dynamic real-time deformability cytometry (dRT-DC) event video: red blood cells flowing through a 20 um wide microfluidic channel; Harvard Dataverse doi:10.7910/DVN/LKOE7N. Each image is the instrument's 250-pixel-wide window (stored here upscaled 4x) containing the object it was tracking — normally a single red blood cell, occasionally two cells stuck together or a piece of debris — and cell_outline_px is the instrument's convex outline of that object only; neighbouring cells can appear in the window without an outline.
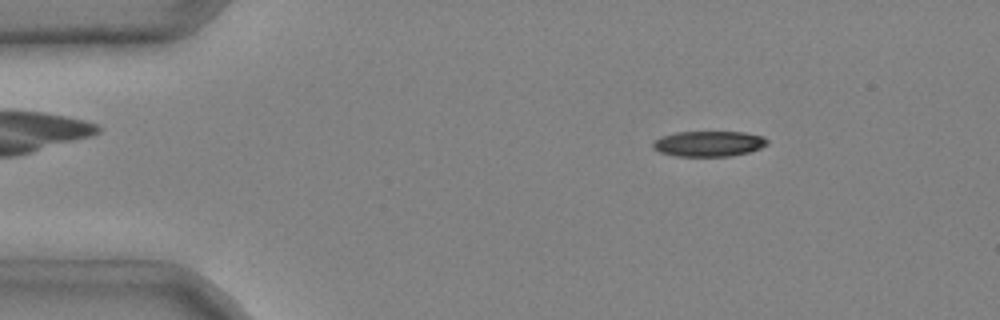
{"species": "common noctule bat (a hibernating species)", "species_latin": "Nyctalus noctula", "temperature_condition": "cold", "stored_images_in_passage": 5, "camera_frame_rate_fps": 3000, "um_per_image_px": 0.085, "animal": {"sex": "male", "body_mass_g": 20.4}, "frame": {"image": 1, "passage_image": 1, "time_ms": 0.0, "image_size_px": [1000, 320], "cell_outline_px": [[768, 144], [760, 148], [748, 152], [728, 156], [676, 156], [660, 152], [652, 148], [652, 144], [660, 136], [676, 132], [744, 132], [764, 136], [768, 140]], "centroid_in_image_um": [60.24, 12.21], "position_along_channel_um": 24.8, "area_um2": 16.99}}
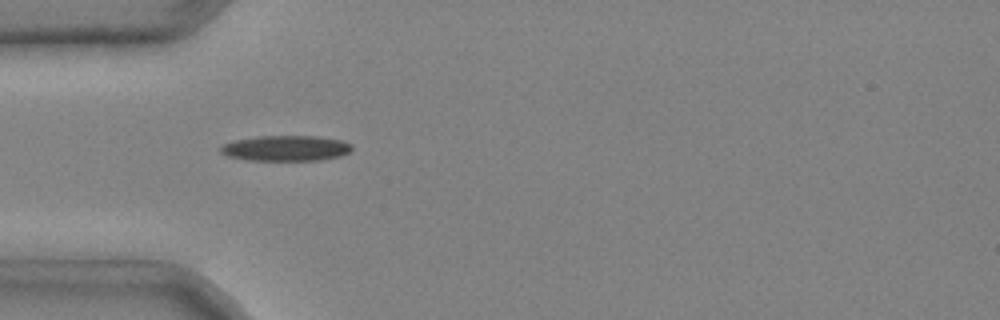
{"frame": {"image": 2, "passage_image": 3, "time_ms": 0.667, "image_size_px": [1000, 320], "cell_outline_px": [[352, 148], [348, 152], [340, 156], [320, 160], [244, 160], [228, 156], [220, 152], [220, 148], [224, 144], [232, 140], [256, 136], [320, 136], [340, 140], [352, 144]], "centroid_in_image_um": [24.27, 12.59], "position_along_channel_um": 60.7, "area_um2": 19.59}}
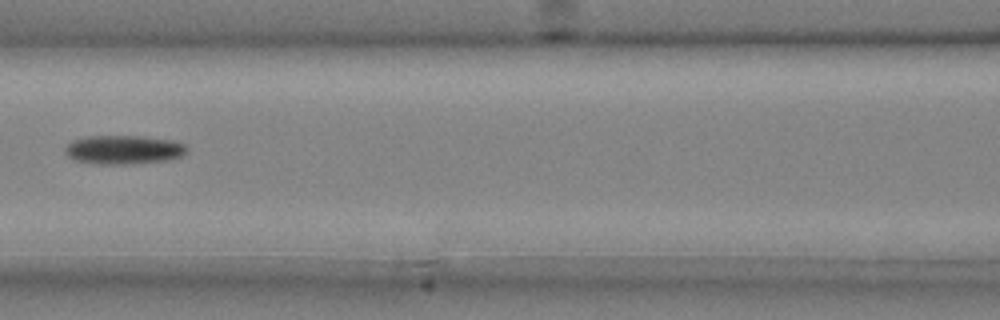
{"frame": {"image": 3, "passage_image": 5, "time_ms": 1.333, "image_size_px": [1000, 320], "cell_outline_px": [[188, 152], [180, 156], [168, 160], [128, 164], [100, 164], [76, 160], [68, 156], [64, 152], [64, 148], [72, 140], [88, 136], [140, 136], [172, 140], [184, 144], [188, 148]], "centroid_in_image_um": [10.51, 12.72], "position_along_channel_um": 156.1, "area_um2": 20.46}}